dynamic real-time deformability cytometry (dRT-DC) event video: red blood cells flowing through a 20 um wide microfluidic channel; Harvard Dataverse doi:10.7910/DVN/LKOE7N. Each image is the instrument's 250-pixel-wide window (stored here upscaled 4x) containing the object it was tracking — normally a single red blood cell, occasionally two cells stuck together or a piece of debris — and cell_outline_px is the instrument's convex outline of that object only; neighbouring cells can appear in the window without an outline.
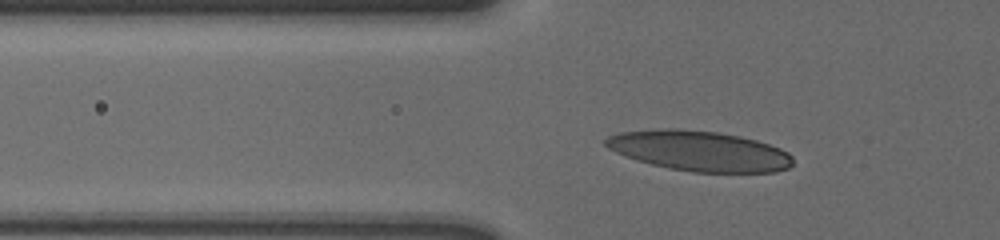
{"species": "human", "species_latin": "Homo sapiens", "temperature_condition": "cold", "stored_images_in_passage": 42, "camera_frame_rate_fps": 3000, "um_per_image_px": 0.085, "donor": {"sex": "male"}, "frame": {"image": 1, "passage_image": 10, "time_ms": 3.0, "image_size_px": [1000, 240], "cell_outline_px": [[792, 164], [788, 168], [776, 172], [692, 172], [668, 168], [652, 164], [616, 152], [608, 148], [604, 144], [604, 140], [608, 136], [620, 132], [668, 128], [676, 128], [716, 132], [740, 136], [756, 140], [780, 148], [788, 152], [792, 156]], "centroid_in_image_um": [59.46, 12.82], "position_along_channel_um": 66.3, "area_um2": 43.64}}
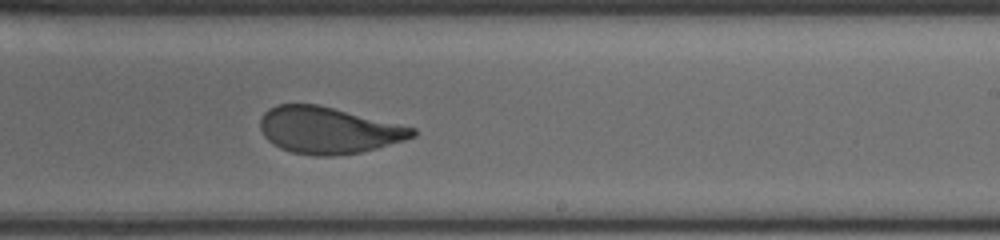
{"frame": {"image": 2, "passage_image": 27, "time_ms": 8.667, "image_size_px": [1000, 240], "cell_outline_px": [[416, 136], [404, 140], [376, 148], [360, 152], [332, 156], [316, 156], [292, 152], [280, 148], [272, 144], [264, 136], [260, 128], [260, 120], [264, 112], [268, 108], [276, 104], [316, 104], [416, 128]], "centroid_in_image_um": [27.87, 11.07], "position_along_channel_um": 261.1, "area_um2": 41.15}}
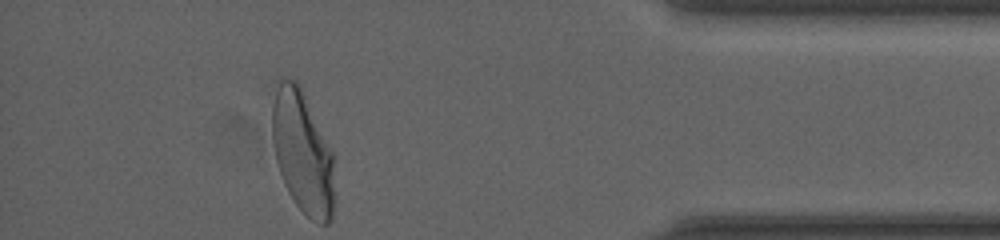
{"frame": {"image": 3, "passage_image": 42, "time_ms": 13.667, "image_size_px": [1000, 240], "cell_outline_px": [[332, 220], [328, 224], [320, 224], [312, 220], [296, 204], [288, 192], [284, 184], [276, 160], [272, 140], [272, 108], [276, 80], [296, 80], [332, 152]], "centroid_in_image_um": [25.67, 12.95], "position_along_channel_um": 409.5, "area_um2": 43.41}, "authors_computed_cell_mechanics": {"area_um2": 42.0495, "velocity_mm_per_s": 3.6092, "shape_relaxation_time_tau1_ms": 4.3983, "shape_relaxation_time_tau2_ms": 0.8671, "deformation_change_tau1": 0.1715, "deformation_change_tau2": 0.0713}}